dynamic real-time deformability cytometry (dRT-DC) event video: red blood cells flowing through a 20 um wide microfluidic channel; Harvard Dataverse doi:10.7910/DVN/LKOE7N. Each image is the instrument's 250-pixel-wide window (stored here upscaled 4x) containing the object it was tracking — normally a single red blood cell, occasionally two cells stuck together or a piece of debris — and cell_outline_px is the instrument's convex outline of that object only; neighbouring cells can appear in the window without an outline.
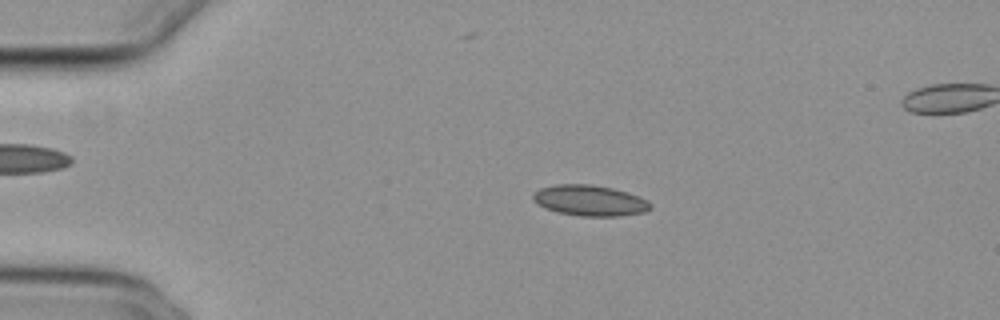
{"species": "common noctule bat (a hibernating species)", "species_latin": "Nyctalus noctula", "temperature_condition": "cold", "stored_images_in_passage": 53, "camera_frame_rate_fps": 3000, "um_per_image_px": 0.085, "animal": {"sex": "female", "body_mass_g": 29.2, "forearm_length_mm": 56.3}, "frame": {"image": 1, "passage_image": 11, "time_ms": 3.333, "image_size_px": [1000, 320], "cell_outline_px": [[652, 208], [644, 212], [620, 216], [580, 216], [556, 212], [544, 208], [536, 204], [532, 200], [532, 196], [540, 188], [556, 184], [592, 184], [612, 188], [628, 192], [648, 200], [652, 204]], "centroid_in_image_um": [50.13, 17.04], "position_along_channel_um": 34.9, "area_um2": 21.27}}
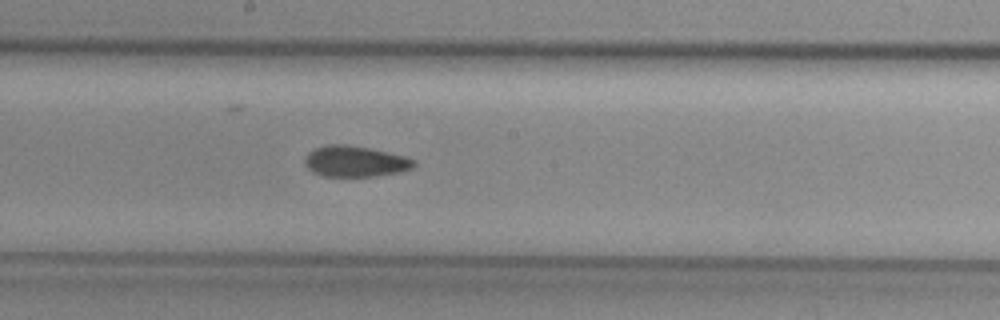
{"frame": {"image": 2, "passage_image": 29, "time_ms": 9.333, "image_size_px": [1000, 320], "cell_outline_px": [[416, 164], [412, 168], [400, 172], [376, 176], [324, 176], [312, 172], [304, 164], [304, 156], [308, 152], [316, 148], [328, 144], [344, 144], [368, 148], [388, 152], [404, 156], [416, 160]], "centroid_in_image_um": [30.17, 13.72], "position_along_channel_um": 218.0, "area_um2": 19.71}}
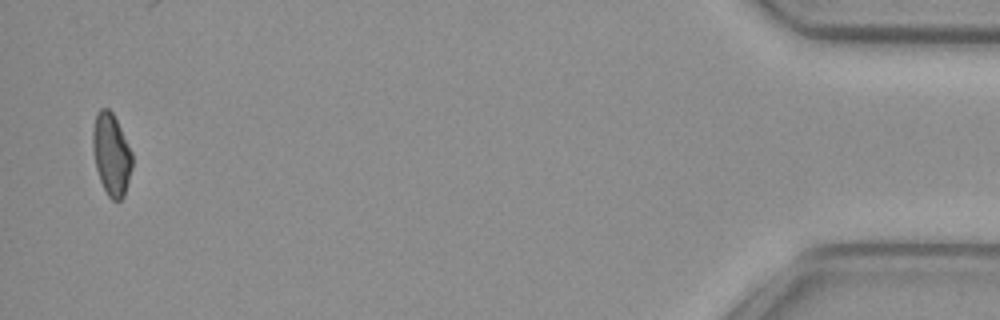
{"frame": {"image": 3, "passage_image": 52, "time_ms": 17.0, "image_size_px": [1000, 320], "cell_outline_px": [[132, 168], [124, 196], [120, 200], [112, 200], [108, 196], [100, 180], [96, 168], [92, 148], [92, 132], [96, 116], [100, 108], [108, 108], [112, 112], [132, 152]], "centroid_in_image_um": [9.46, 13.13], "position_along_channel_um": 425.7, "area_um2": 18.67}}